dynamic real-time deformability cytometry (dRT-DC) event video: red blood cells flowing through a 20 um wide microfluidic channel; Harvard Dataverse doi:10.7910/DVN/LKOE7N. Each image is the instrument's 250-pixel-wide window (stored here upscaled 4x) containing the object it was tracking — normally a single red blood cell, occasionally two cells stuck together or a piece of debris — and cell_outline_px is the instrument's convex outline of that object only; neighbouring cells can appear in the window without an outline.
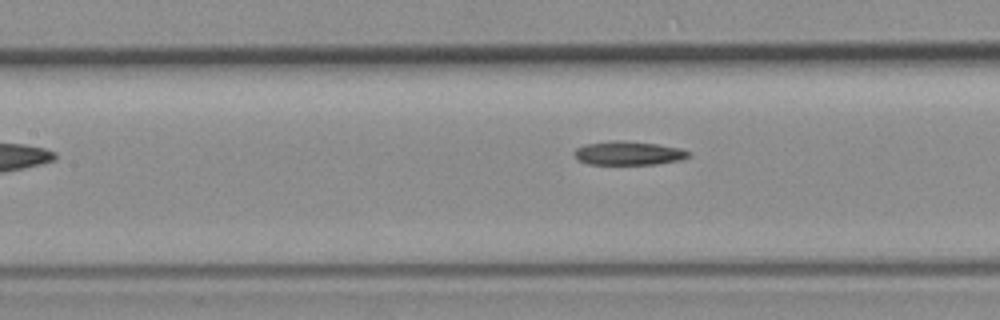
{"species": "common noctule bat (a hibernating species)", "species_latin": "Nyctalus noctula", "temperature_condition": "room temperature", "stored_images_in_passage": 10, "camera_frame_rate_fps": 3000, "um_per_image_px": 0.085, "animal": {"sex": "female", "body_mass_g": 19.3, "forearm_length_mm": 54.1}, "frame": {"image": 1, "passage_image": 5, "time_ms": 1.333, "image_size_px": [1000, 320], "cell_outline_px": [[692, 156], [680, 160], [656, 164], [588, 164], [576, 160], [572, 152], [576, 148], [584, 144], [612, 140], [624, 140], [656, 144], [680, 148], [692, 152]], "centroid_in_image_um": [53.4, 13.01], "position_along_channel_um": 154.0, "area_um2": 16.13}}
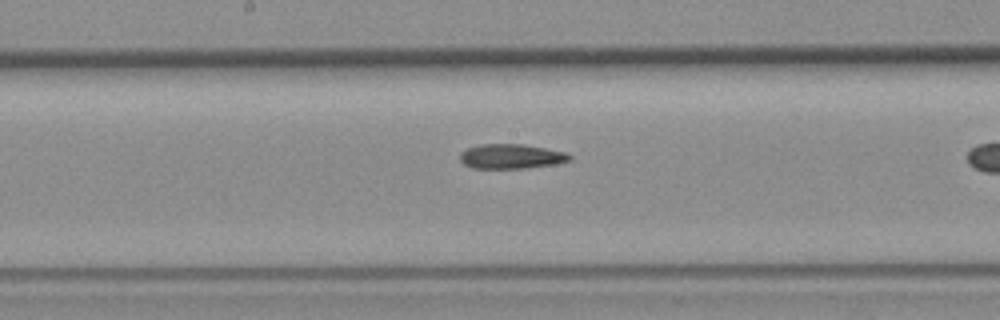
{"frame": {"image": 2, "passage_image": 9, "time_ms": 2.667, "image_size_px": [1000, 320], "cell_outline_px": [[572, 160], [556, 164], [524, 168], [472, 168], [464, 164], [460, 160], [460, 152], [468, 148], [480, 144], [520, 144], [568, 152], [572, 156]], "centroid_in_image_um": [43.47, 13.29], "position_along_channel_um": 204.7, "area_um2": 15.78}}